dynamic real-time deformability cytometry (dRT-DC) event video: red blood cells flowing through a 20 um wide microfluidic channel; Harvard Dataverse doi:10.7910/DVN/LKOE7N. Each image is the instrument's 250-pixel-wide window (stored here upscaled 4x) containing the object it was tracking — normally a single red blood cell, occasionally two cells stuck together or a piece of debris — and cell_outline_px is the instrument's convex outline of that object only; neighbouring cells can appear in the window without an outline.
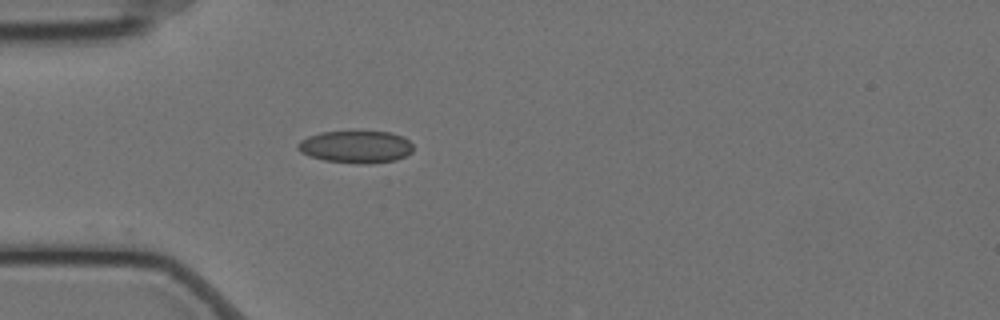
{"species": "Egyptian fruit bat (a non-hibernating species)", "species_latin": "Rousettus aegyptiacus", "temperature_condition": "cold", "stored_images_in_passage": 4, "camera_frame_rate_fps": 3000, "um_per_image_px": 0.085, "animal": {"sex": "female"}, "frame": {"image": 1, "passage_image": 1, "time_ms": 0.0, "image_size_px": [1000, 320], "cell_outline_px": [[412, 152], [396, 160], [368, 164], [360, 164], [324, 160], [300, 152], [296, 148], [296, 144], [300, 140], [308, 136], [320, 132], [392, 132], [404, 136], [412, 144]], "centroid_in_image_um": [30.25, 12.48], "position_along_channel_um": 54.8, "area_um2": 21.73}}